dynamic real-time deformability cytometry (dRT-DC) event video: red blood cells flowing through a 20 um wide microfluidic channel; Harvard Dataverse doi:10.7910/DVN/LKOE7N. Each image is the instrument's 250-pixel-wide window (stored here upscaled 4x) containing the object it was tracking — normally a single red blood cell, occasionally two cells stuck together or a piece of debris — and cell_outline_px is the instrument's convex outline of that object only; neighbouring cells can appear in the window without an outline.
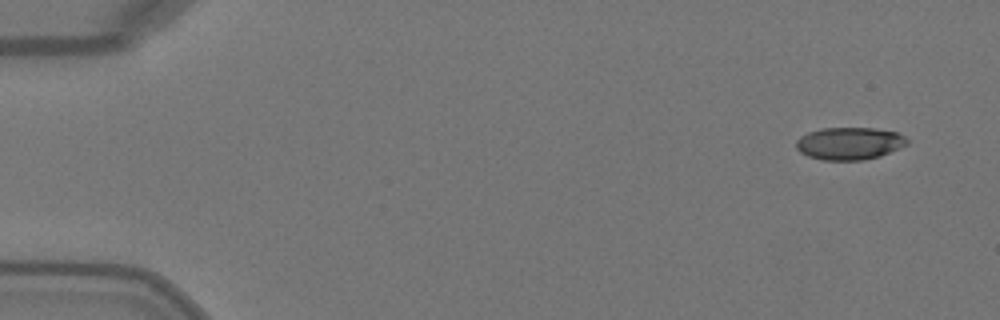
{"species": "Egyptian fruit bat (a non-hibernating species)", "species_latin": "Rousettus aegyptiacus", "temperature_condition": "warm", "stored_images_in_passage": 48, "camera_frame_rate_fps": 3000, "um_per_image_px": 0.085, "animal": {"sex": "female"}, "frame": {"image": 1, "passage_image": 1, "time_ms": 0.0, "image_size_px": [1000, 320], "cell_outline_px": [[908, 144], [880, 156], [864, 160], [824, 160], [808, 156], [800, 152], [796, 148], [796, 140], [800, 136], [808, 132], [820, 128], [876, 128], [896, 132], [904, 136], [908, 140]], "centroid_in_image_um": [72.18, 12.19], "position_along_channel_um": 12.8, "area_um2": 21.04}}
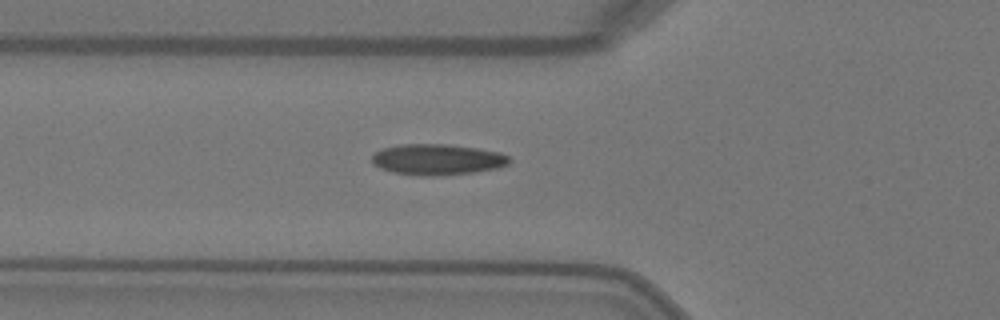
{"frame": {"image": 2, "passage_image": 16, "time_ms": 5.0, "image_size_px": [1000, 320], "cell_outline_px": [[512, 160], [508, 164], [496, 168], [472, 172], [436, 176], [420, 176], [392, 172], [380, 168], [372, 164], [372, 156], [376, 152], [384, 148], [400, 144], [444, 144], [476, 148], [500, 152], [508, 156]], "centroid_in_image_um": [37.16, 13.56], "position_along_channel_um": 88.6, "area_um2": 24.68}}
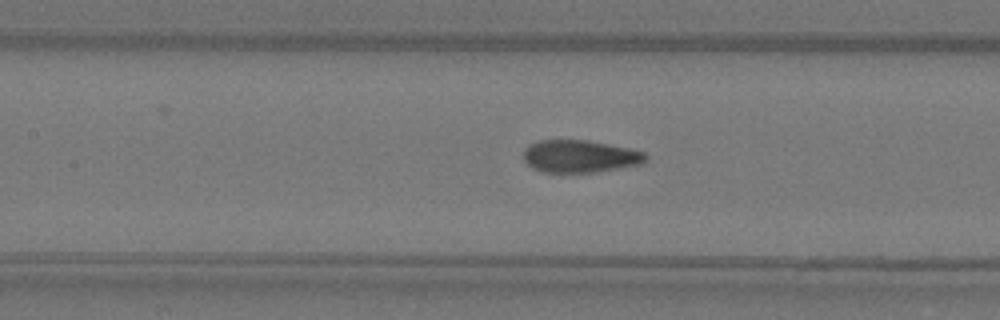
{"frame": {"image": 3, "passage_image": 21, "time_ms": 6.667, "image_size_px": [1000, 320], "cell_outline_px": [[648, 160], [644, 164], [596, 172], [544, 172], [532, 168], [524, 160], [524, 148], [528, 144], [540, 140], [588, 140], [628, 148], [644, 152], [648, 156]], "centroid_in_image_um": [49.31, 13.29], "position_along_channel_um": 158.1, "area_um2": 23.29}, "authors_computed_cell_mechanics": {"area_um2": 23.12, "velocity_mm_per_s": 4.1039, "shape_relaxation_time_tau1_ms": 4.2857, "shape_relaxation_time_tau2_ms": 0.8254, "deformation_change_tau1": 0.1909, "deformation_change_tau2": 0.0706}}